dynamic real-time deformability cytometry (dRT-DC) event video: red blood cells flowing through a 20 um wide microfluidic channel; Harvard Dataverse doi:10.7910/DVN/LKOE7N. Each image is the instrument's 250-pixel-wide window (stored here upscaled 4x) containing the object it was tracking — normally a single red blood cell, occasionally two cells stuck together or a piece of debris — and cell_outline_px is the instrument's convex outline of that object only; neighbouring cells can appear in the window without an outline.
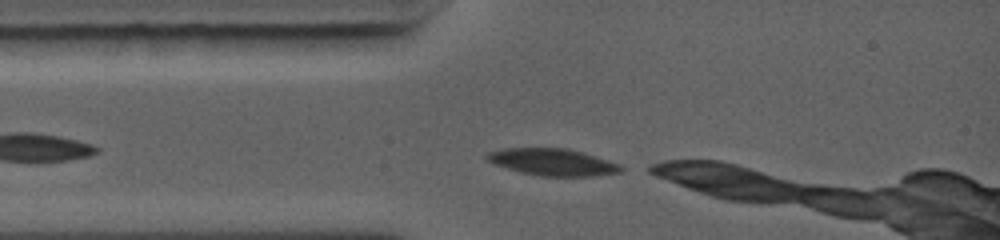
{"species": "common noctule bat (a hibernating species)", "species_latin": "Nyctalus noctula", "temperature_condition": "warm", "stored_images_in_passage": 38, "camera_frame_rate_fps": 5000, "um_per_image_px": 0.085, "animal": {"sex": "female", "body_mass_g": 19.0, "forearm_length_mm": 56.7}, "frame": {"image": 1, "passage_image": 1, "time_ms": 0.0, "image_size_px": [1000, 240], "cell_outline_px": [[624, 168], [620, 172], [596, 176], [540, 176], [520, 172], [492, 164], [484, 156], [484, 152], [504, 148], [568, 148], [584, 152], [620, 164]], "centroid_in_image_um": [46.94, 13.77], "position_along_channel_um": 38.1, "area_um2": 21.33}}
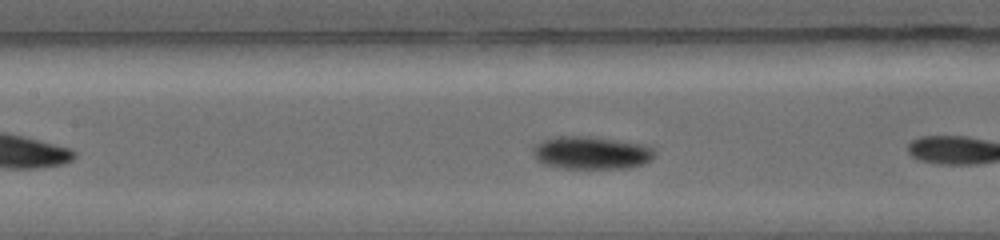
{"frame": {"image": 2, "passage_image": 15, "time_ms": 2.8, "image_size_px": [1000, 240], "cell_outline_px": [[656, 156], [644, 164], [628, 168], [560, 168], [544, 164], [532, 152], [532, 148], [540, 140], [552, 136], [596, 136], [648, 144], [656, 152]], "centroid_in_image_um": [50.31, 12.96], "position_along_channel_um": 157.1, "area_um2": 23.81}}
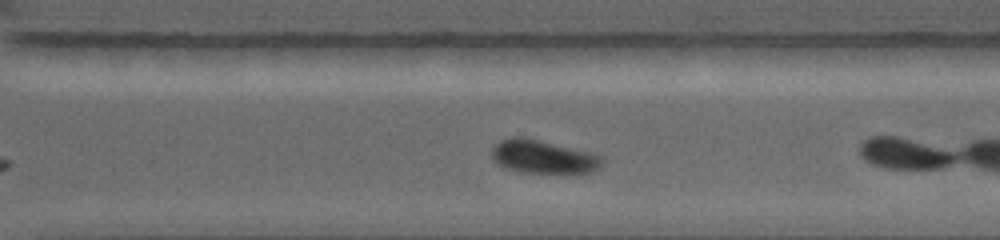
{"frame": {"image": 3, "passage_image": 30, "time_ms": 5.8, "image_size_px": [1000, 240], "cell_outline_px": [[604, 160], [592, 172], [520, 172], [504, 168], [492, 160], [492, 148], [500, 140], [512, 136], [524, 136], [592, 152], [600, 156]], "centroid_in_image_um": [46.11, 13.3], "position_along_channel_um": 324.5, "area_um2": 21.44}, "authors_computed_cell_mechanics": {"area_um2": 22.8021, "velocity_mm_per_s": 4.4348, "shape_relaxation_time_tau1_ms": 2.9514, "shape_relaxation_time_tau2_ms": null, "deformation_change_tau1": 0.126, "deformation_change_tau2": null}}